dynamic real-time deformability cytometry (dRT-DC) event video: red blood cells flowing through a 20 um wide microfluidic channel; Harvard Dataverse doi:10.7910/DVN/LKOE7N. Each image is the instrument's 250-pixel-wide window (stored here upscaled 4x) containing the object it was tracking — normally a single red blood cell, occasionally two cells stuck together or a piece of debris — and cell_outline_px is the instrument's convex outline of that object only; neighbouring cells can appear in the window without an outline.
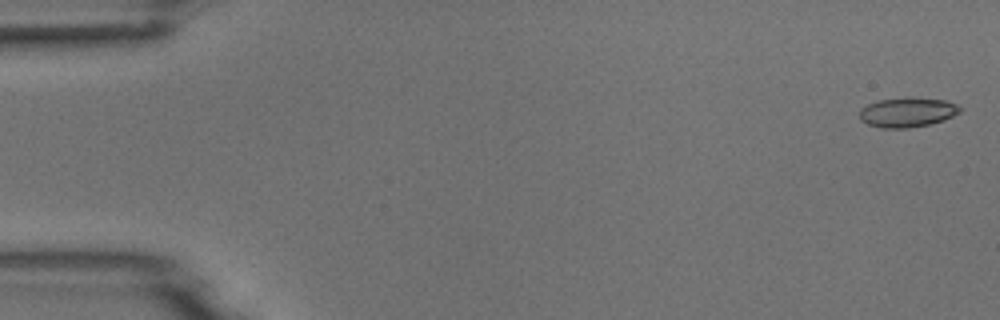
{"species": "common noctule bat (a hibernating species)", "species_latin": "Nyctalus noctula", "temperature_condition": "room temperature", "stored_images_in_passage": 4, "camera_frame_rate_fps": 3000, "um_per_image_px": 0.085, "animal": {"sex": "male", "body_mass_g": 18.8}, "frame": {"image": 1, "passage_image": 1, "time_ms": 0.0, "image_size_px": [1000, 320], "cell_outline_px": [[960, 112], [944, 120], [928, 124], [908, 128], [880, 128], [868, 124], [860, 120], [860, 108], [876, 100], [908, 96], [912, 96], [944, 100], [956, 104], [960, 108]], "centroid_in_image_um": [77.09, 9.52], "position_along_channel_um": 7.9, "area_um2": 17.57}}
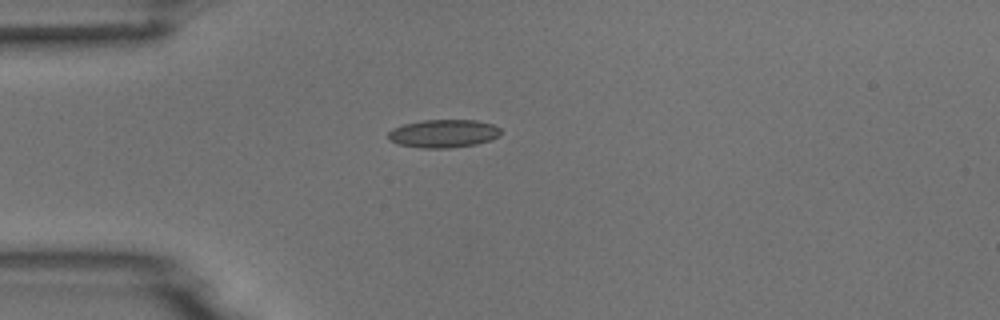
{"frame": {"image": 2, "passage_image": 4, "time_ms": 4.333, "image_size_px": [1000, 320], "cell_outline_px": [[500, 136], [476, 144], [448, 148], [424, 148], [400, 144], [388, 140], [388, 132], [392, 128], [404, 124], [424, 120], [476, 120], [492, 124], [500, 128]], "centroid_in_image_um": [37.68, 11.34], "position_along_channel_um": 47.3, "area_um2": 18.32}}